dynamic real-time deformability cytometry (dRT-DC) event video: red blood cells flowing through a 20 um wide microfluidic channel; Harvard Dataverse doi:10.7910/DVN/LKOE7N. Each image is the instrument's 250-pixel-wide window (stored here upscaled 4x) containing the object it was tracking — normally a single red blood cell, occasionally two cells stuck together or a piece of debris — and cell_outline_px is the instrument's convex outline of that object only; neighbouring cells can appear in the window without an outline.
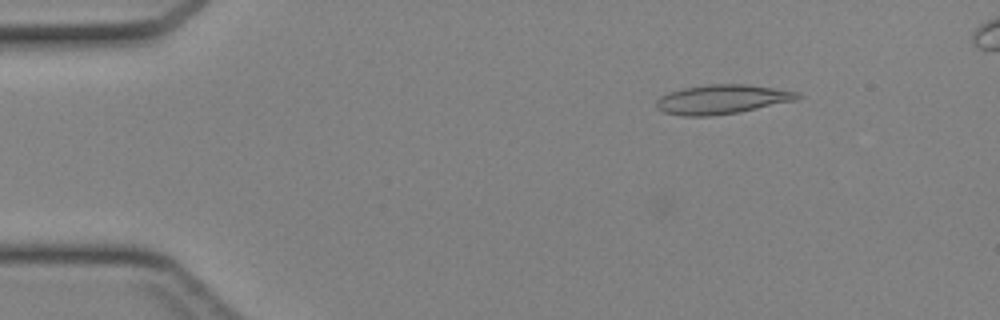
{"species": "Egyptian fruit bat (a non-hibernating species)", "species_latin": "Rousettus aegyptiacus", "temperature_condition": "cold", "stored_images_in_passage": 46, "camera_frame_rate_fps": 3000, "um_per_image_px": 0.085, "animal": {"sex": "female"}, "frame": {"image": 1, "passage_image": 7, "time_ms": 2.0, "image_size_px": [1000, 320], "cell_outline_px": [[804, 96], [796, 100], [740, 112], [712, 116], [684, 116], [664, 112], [656, 108], [656, 100], [660, 96], [668, 92], [684, 88], [704, 84], [748, 84], [800, 92]], "centroid_in_image_um": [61.38, 8.44], "position_along_channel_um": 23.6, "area_um2": 24.33}}
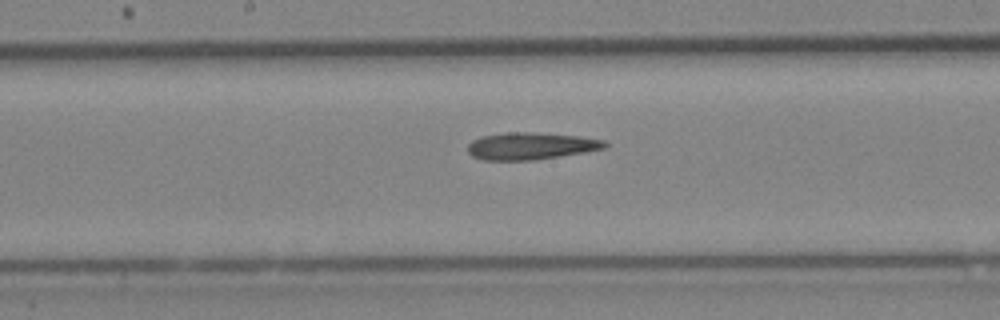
{"frame": {"image": 2, "passage_image": 24, "time_ms": 7.667, "image_size_px": [1000, 320], "cell_outline_px": [[608, 144], [604, 148], [584, 152], [560, 156], [532, 160], [484, 160], [472, 156], [468, 152], [468, 144], [472, 140], [480, 136], [508, 132], [528, 132], [576, 136], [604, 140]], "centroid_in_image_um": [45.07, 12.41], "position_along_channel_um": 203.1, "area_um2": 21.44}}
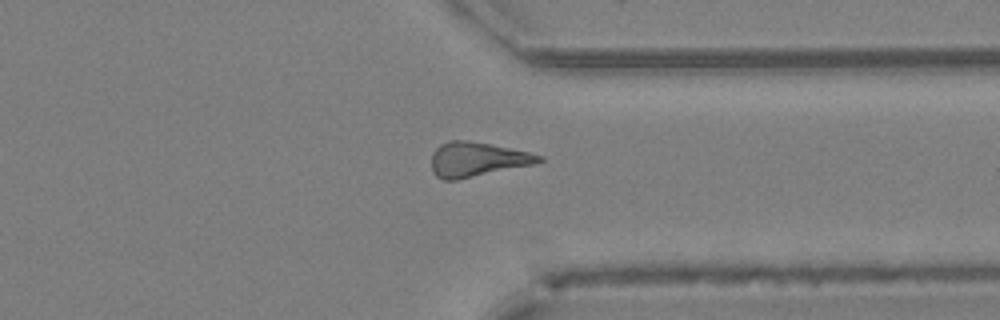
{"frame": {"image": 3, "passage_image": 35, "time_ms": 11.333, "image_size_px": [1000, 320], "cell_outline_px": [[544, 160], [536, 164], [456, 180], [444, 180], [436, 176], [432, 172], [432, 152], [440, 144], [448, 140], [468, 140], [492, 144], [528, 152], [544, 156]], "centroid_in_image_um": [40.55, 13.54], "position_along_channel_um": 370.8, "area_um2": 21.79}}